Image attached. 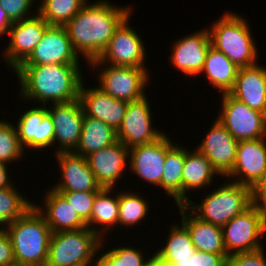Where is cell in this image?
Returning <instances> with one entry per match:
<instances>
[{
  "instance_id": "1",
  "label": "cell",
  "mask_w": 266,
  "mask_h": 266,
  "mask_svg": "<svg viewBox=\"0 0 266 266\" xmlns=\"http://www.w3.org/2000/svg\"><path fill=\"white\" fill-rule=\"evenodd\" d=\"M125 8V9H124ZM117 8L107 1L85 4L65 25L74 50L87 58L97 59L106 49L115 30L129 17V8Z\"/></svg>"
},
{
  "instance_id": "2",
  "label": "cell",
  "mask_w": 266,
  "mask_h": 266,
  "mask_svg": "<svg viewBox=\"0 0 266 266\" xmlns=\"http://www.w3.org/2000/svg\"><path fill=\"white\" fill-rule=\"evenodd\" d=\"M79 64H46L19 66L17 73L21 84V97L36 99L47 105L66 103L79 99L82 77Z\"/></svg>"
},
{
  "instance_id": "3",
  "label": "cell",
  "mask_w": 266,
  "mask_h": 266,
  "mask_svg": "<svg viewBox=\"0 0 266 266\" xmlns=\"http://www.w3.org/2000/svg\"><path fill=\"white\" fill-rule=\"evenodd\" d=\"M5 230L13 246L16 266H46L52 231L35 205Z\"/></svg>"
},
{
  "instance_id": "4",
  "label": "cell",
  "mask_w": 266,
  "mask_h": 266,
  "mask_svg": "<svg viewBox=\"0 0 266 266\" xmlns=\"http://www.w3.org/2000/svg\"><path fill=\"white\" fill-rule=\"evenodd\" d=\"M227 13L209 30L211 44L238 68L256 65L257 50L246 20Z\"/></svg>"
},
{
  "instance_id": "5",
  "label": "cell",
  "mask_w": 266,
  "mask_h": 266,
  "mask_svg": "<svg viewBox=\"0 0 266 266\" xmlns=\"http://www.w3.org/2000/svg\"><path fill=\"white\" fill-rule=\"evenodd\" d=\"M102 241L88 227L52 233L46 266H89Z\"/></svg>"
},
{
  "instance_id": "6",
  "label": "cell",
  "mask_w": 266,
  "mask_h": 266,
  "mask_svg": "<svg viewBox=\"0 0 266 266\" xmlns=\"http://www.w3.org/2000/svg\"><path fill=\"white\" fill-rule=\"evenodd\" d=\"M191 204V200L186 204L189 211L198 213L201 220L223 227L252 204L251 188L236 182L226 183L206 196L201 205L194 208Z\"/></svg>"
},
{
  "instance_id": "7",
  "label": "cell",
  "mask_w": 266,
  "mask_h": 266,
  "mask_svg": "<svg viewBox=\"0 0 266 266\" xmlns=\"http://www.w3.org/2000/svg\"><path fill=\"white\" fill-rule=\"evenodd\" d=\"M228 256L261 249L259 238L266 232V215L251 204L222 227ZM260 236V237H259ZM235 250V252H231Z\"/></svg>"
},
{
  "instance_id": "8",
  "label": "cell",
  "mask_w": 266,
  "mask_h": 266,
  "mask_svg": "<svg viewBox=\"0 0 266 266\" xmlns=\"http://www.w3.org/2000/svg\"><path fill=\"white\" fill-rule=\"evenodd\" d=\"M222 114L217 118L237 141L266 138V115L223 93Z\"/></svg>"
},
{
  "instance_id": "9",
  "label": "cell",
  "mask_w": 266,
  "mask_h": 266,
  "mask_svg": "<svg viewBox=\"0 0 266 266\" xmlns=\"http://www.w3.org/2000/svg\"><path fill=\"white\" fill-rule=\"evenodd\" d=\"M128 19L129 17L115 30L102 54L89 62L91 66L104 65L110 61L111 65L145 68L143 61L146 52L143 42L136 31L128 27Z\"/></svg>"
},
{
  "instance_id": "10",
  "label": "cell",
  "mask_w": 266,
  "mask_h": 266,
  "mask_svg": "<svg viewBox=\"0 0 266 266\" xmlns=\"http://www.w3.org/2000/svg\"><path fill=\"white\" fill-rule=\"evenodd\" d=\"M146 68L109 65L101 69L100 87L102 92L118 100L135 101L143 96L147 84L148 72Z\"/></svg>"
},
{
  "instance_id": "11",
  "label": "cell",
  "mask_w": 266,
  "mask_h": 266,
  "mask_svg": "<svg viewBox=\"0 0 266 266\" xmlns=\"http://www.w3.org/2000/svg\"><path fill=\"white\" fill-rule=\"evenodd\" d=\"M164 134L152 128L150 106L146 95L128 102L125 116L117 130V139L128 149L157 141Z\"/></svg>"
},
{
  "instance_id": "12",
  "label": "cell",
  "mask_w": 266,
  "mask_h": 266,
  "mask_svg": "<svg viewBox=\"0 0 266 266\" xmlns=\"http://www.w3.org/2000/svg\"><path fill=\"white\" fill-rule=\"evenodd\" d=\"M65 26L50 25L42 40L20 66L79 64Z\"/></svg>"
},
{
  "instance_id": "13",
  "label": "cell",
  "mask_w": 266,
  "mask_h": 266,
  "mask_svg": "<svg viewBox=\"0 0 266 266\" xmlns=\"http://www.w3.org/2000/svg\"><path fill=\"white\" fill-rule=\"evenodd\" d=\"M32 16L13 22L8 31L11 41L6 48V61L14 70L29 57L50 26L39 14Z\"/></svg>"
},
{
  "instance_id": "14",
  "label": "cell",
  "mask_w": 266,
  "mask_h": 266,
  "mask_svg": "<svg viewBox=\"0 0 266 266\" xmlns=\"http://www.w3.org/2000/svg\"><path fill=\"white\" fill-rule=\"evenodd\" d=\"M48 113L54 124V143L56 140L61 143V148L56 153L75 150L79 142L84 119L80 100L54 103L52 108L48 109Z\"/></svg>"
},
{
  "instance_id": "15",
  "label": "cell",
  "mask_w": 266,
  "mask_h": 266,
  "mask_svg": "<svg viewBox=\"0 0 266 266\" xmlns=\"http://www.w3.org/2000/svg\"><path fill=\"white\" fill-rule=\"evenodd\" d=\"M265 142L264 138L239 141L234 166L226 176L238 175L233 182L253 188L266 173Z\"/></svg>"
},
{
  "instance_id": "16",
  "label": "cell",
  "mask_w": 266,
  "mask_h": 266,
  "mask_svg": "<svg viewBox=\"0 0 266 266\" xmlns=\"http://www.w3.org/2000/svg\"><path fill=\"white\" fill-rule=\"evenodd\" d=\"M238 143L239 141L216 119L197 150L210 160L218 174L226 176L234 166Z\"/></svg>"
},
{
  "instance_id": "17",
  "label": "cell",
  "mask_w": 266,
  "mask_h": 266,
  "mask_svg": "<svg viewBox=\"0 0 266 266\" xmlns=\"http://www.w3.org/2000/svg\"><path fill=\"white\" fill-rule=\"evenodd\" d=\"M209 30H202L176 41L171 60L174 67L186 75L200 74L211 46Z\"/></svg>"
},
{
  "instance_id": "18",
  "label": "cell",
  "mask_w": 266,
  "mask_h": 266,
  "mask_svg": "<svg viewBox=\"0 0 266 266\" xmlns=\"http://www.w3.org/2000/svg\"><path fill=\"white\" fill-rule=\"evenodd\" d=\"M57 158L63 177L62 182L52 189L73 192L100 191L102 189L97 183L86 157L74 152H59Z\"/></svg>"
},
{
  "instance_id": "19",
  "label": "cell",
  "mask_w": 266,
  "mask_h": 266,
  "mask_svg": "<svg viewBox=\"0 0 266 266\" xmlns=\"http://www.w3.org/2000/svg\"><path fill=\"white\" fill-rule=\"evenodd\" d=\"M83 86L82 83L79 100L84 114L101 120L117 131L122 124L128 102L115 99L99 88L84 89Z\"/></svg>"
},
{
  "instance_id": "20",
  "label": "cell",
  "mask_w": 266,
  "mask_h": 266,
  "mask_svg": "<svg viewBox=\"0 0 266 266\" xmlns=\"http://www.w3.org/2000/svg\"><path fill=\"white\" fill-rule=\"evenodd\" d=\"M127 157L129 149L121 141H117L89 154L86 159L97 183L102 188H113L115 181L122 177Z\"/></svg>"
},
{
  "instance_id": "21",
  "label": "cell",
  "mask_w": 266,
  "mask_h": 266,
  "mask_svg": "<svg viewBox=\"0 0 266 266\" xmlns=\"http://www.w3.org/2000/svg\"><path fill=\"white\" fill-rule=\"evenodd\" d=\"M16 130L24 148L42 149L54 143V124L45 105L27 110L20 117Z\"/></svg>"
},
{
  "instance_id": "22",
  "label": "cell",
  "mask_w": 266,
  "mask_h": 266,
  "mask_svg": "<svg viewBox=\"0 0 266 266\" xmlns=\"http://www.w3.org/2000/svg\"><path fill=\"white\" fill-rule=\"evenodd\" d=\"M228 93L266 115V68L257 64L239 68L234 86Z\"/></svg>"
},
{
  "instance_id": "23",
  "label": "cell",
  "mask_w": 266,
  "mask_h": 266,
  "mask_svg": "<svg viewBox=\"0 0 266 266\" xmlns=\"http://www.w3.org/2000/svg\"><path fill=\"white\" fill-rule=\"evenodd\" d=\"M130 168L142 179L161 186L166 157V135L157 141L129 149Z\"/></svg>"
},
{
  "instance_id": "24",
  "label": "cell",
  "mask_w": 266,
  "mask_h": 266,
  "mask_svg": "<svg viewBox=\"0 0 266 266\" xmlns=\"http://www.w3.org/2000/svg\"><path fill=\"white\" fill-rule=\"evenodd\" d=\"M179 209L183 216L182 224L187 228L196 250L213 254H227L222 227L201 220L195 216L192 210L190 215H187L186 211L189 210L187 205H179Z\"/></svg>"
},
{
  "instance_id": "25",
  "label": "cell",
  "mask_w": 266,
  "mask_h": 266,
  "mask_svg": "<svg viewBox=\"0 0 266 266\" xmlns=\"http://www.w3.org/2000/svg\"><path fill=\"white\" fill-rule=\"evenodd\" d=\"M44 213L35 206L43 215L52 233L61 231H74L87 228V224L79 217L65 197L51 189L46 194Z\"/></svg>"
},
{
  "instance_id": "26",
  "label": "cell",
  "mask_w": 266,
  "mask_h": 266,
  "mask_svg": "<svg viewBox=\"0 0 266 266\" xmlns=\"http://www.w3.org/2000/svg\"><path fill=\"white\" fill-rule=\"evenodd\" d=\"M117 141V131L113 127L84 114L79 142L72 152L87 157L89 154L108 147Z\"/></svg>"
},
{
  "instance_id": "27",
  "label": "cell",
  "mask_w": 266,
  "mask_h": 266,
  "mask_svg": "<svg viewBox=\"0 0 266 266\" xmlns=\"http://www.w3.org/2000/svg\"><path fill=\"white\" fill-rule=\"evenodd\" d=\"M188 152L185 149V162L182 173V205H186L190 199L185 192L209 185L213 174L218 172L212 167L210 160L199 152Z\"/></svg>"
},
{
  "instance_id": "28",
  "label": "cell",
  "mask_w": 266,
  "mask_h": 266,
  "mask_svg": "<svg viewBox=\"0 0 266 266\" xmlns=\"http://www.w3.org/2000/svg\"><path fill=\"white\" fill-rule=\"evenodd\" d=\"M239 68L221 51L210 46L201 72L219 91L228 93L234 86Z\"/></svg>"
},
{
  "instance_id": "29",
  "label": "cell",
  "mask_w": 266,
  "mask_h": 266,
  "mask_svg": "<svg viewBox=\"0 0 266 266\" xmlns=\"http://www.w3.org/2000/svg\"><path fill=\"white\" fill-rule=\"evenodd\" d=\"M166 135V157L161 187L165 193L175 198L177 205H182V173L185 162V149L172 145Z\"/></svg>"
},
{
  "instance_id": "30",
  "label": "cell",
  "mask_w": 266,
  "mask_h": 266,
  "mask_svg": "<svg viewBox=\"0 0 266 266\" xmlns=\"http://www.w3.org/2000/svg\"><path fill=\"white\" fill-rule=\"evenodd\" d=\"M109 192H112V188H102L95 197L91 217L87 227L101 236V232L97 229L90 228L91 224H100L103 228L105 226L109 229L111 226L118 224L119 218V194L116 197L109 196ZM104 225V226H103Z\"/></svg>"
},
{
  "instance_id": "31",
  "label": "cell",
  "mask_w": 266,
  "mask_h": 266,
  "mask_svg": "<svg viewBox=\"0 0 266 266\" xmlns=\"http://www.w3.org/2000/svg\"><path fill=\"white\" fill-rule=\"evenodd\" d=\"M154 253V261H176V258L193 256L196 249L187 228L172 226L166 245Z\"/></svg>"
},
{
  "instance_id": "32",
  "label": "cell",
  "mask_w": 266,
  "mask_h": 266,
  "mask_svg": "<svg viewBox=\"0 0 266 266\" xmlns=\"http://www.w3.org/2000/svg\"><path fill=\"white\" fill-rule=\"evenodd\" d=\"M87 0H43L38 13L49 25L65 26Z\"/></svg>"
},
{
  "instance_id": "33",
  "label": "cell",
  "mask_w": 266,
  "mask_h": 266,
  "mask_svg": "<svg viewBox=\"0 0 266 266\" xmlns=\"http://www.w3.org/2000/svg\"><path fill=\"white\" fill-rule=\"evenodd\" d=\"M33 206L12 186L0 189V225L11 224Z\"/></svg>"
},
{
  "instance_id": "34",
  "label": "cell",
  "mask_w": 266,
  "mask_h": 266,
  "mask_svg": "<svg viewBox=\"0 0 266 266\" xmlns=\"http://www.w3.org/2000/svg\"><path fill=\"white\" fill-rule=\"evenodd\" d=\"M130 247L114 248L96 260L95 266H152L154 255L144 261L143 255Z\"/></svg>"
},
{
  "instance_id": "35",
  "label": "cell",
  "mask_w": 266,
  "mask_h": 266,
  "mask_svg": "<svg viewBox=\"0 0 266 266\" xmlns=\"http://www.w3.org/2000/svg\"><path fill=\"white\" fill-rule=\"evenodd\" d=\"M148 205L139 195L119 194L118 224L133 226L147 216Z\"/></svg>"
},
{
  "instance_id": "36",
  "label": "cell",
  "mask_w": 266,
  "mask_h": 266,
  "mask_svg": "<svg viewBox=\"0 0 266 266\" xmlns=\"http://www.w3.org/2000/svg\"><path fill=\"white\" fill-rule=\"evenodd\" d=\"M24 147L20 144L16 127L0 121V162L6 164L22 157Z\"/></svg>"
},
{
  "instance_id": "37",
  "label": "cell",
  "mask_w": 266,
  "mask_h": 266,
  "mask_svg": "<svg viewBox=\"0 0 266 266\" xmlns=\"http://www.w3.org/2000/svg\"><path fill=\"white\" fill-rule=\"evenodd\" d=\"M61 193L68 203L77 212L79 217L86 223H89L91 212L96 194L99 191L73 192V191H57Z\"/></svg>"
},
{
  "instance_id": "38",
  "label": "cell",
  "mask_w": 266,
  "mask_h": 266,
  "mask_svg": "<svg viewBox=\"0 0 266 266\" xmlns=\"http://www.w3.org/2000/svg\"><path fill=\"white\" fill-rule=\"evenodd\" d=\"M34 0H0V6L6 11L12 22L26 20Z\"/></svg>"
},
{
  "instance_id": "39",
  "label": "cell",
  "mask_w": 266,
  "mask_h": 266,
  "mask_svg": "<svg viewBox=\"0 0 266 266\" xmlns=\"http://www.w3.org/2000/svg\"><path fill=\"white\" fill-rule=\"evenodd\" d=\"M227 266H266L263 248L245 253H236L228 256Z\"/></svg>"
},
{
  "instance_id": "40",
  "label": "cell",
  "mask_w": 266,
  "mask_h": 266,
  "mask_svg": "<svg viewBox=\"0 0 266 266\" xmlns=\"http://www.w3.org/2000/svg\"><path fill=\"white\" fill-rule=\"evenodd\" d=\"M0 266H16L13 246L5 227L0 228Z\"/></svg>"
},
{
  "instance_id": "41",
  "label": "cell",
  "mask_w": 266,
  "mask_h": 266,
  "mask_svg": "<svg viewBox=\"0 0 266 266\" xmlns=\"http://www.w3.org/2000/svg\"><path fill=\"white\" fill-rule=\"evenodd\" d=\"M227 254H213L196 250V266H227Z\"/></svg>"
},
{
  "instance_id": "42",
  "label": "cell",
  "mask_w": 266,
  "mask_h": 266,
  "mask_svg": "<svg viewBox=\"0 0 266 266\" xmlns=\"http://www.w3.org/2000/svg\"><path fill=\"white\" fill-rule=\"evenodd\" d=\"M251 197L252 204L266 215V173L254 187L251 188Z\"/></svg>"
},
{
  "instance_id": "43",
  "label": "cell",
  "mask_w": 266,
  "mask_h": 266,
  "mask_svg": "<svg viewBox=\"0 0 266 266\" xmlns=\"http://www.w3.org/2000/svg\"><path fill=\"white\" fill-rule=\"evenodd\" d=\"M164 266H196V251L193 256L176 258V261H155Z\"/></svg>"
},
{
  "instance_id": "44",
  "label": "cell",
  "mask_w": 266,
  "mask_h": 266,
  "mask_svg": "<svg viewBox=\"0 0 266 266\" xmlns=\"http://www.w3.org/2000/svg\"><path fill=\"white\" fill-rule=\"evenodd\" d=\"M12 24L6 11L0 6V35L8 33Z\"/></svg>"
},
{
  "instance_id": "45",
  "label": "cell",
  "mask_w": 266,
  "mask_h": 266,
  "mask_svg": "<svg viewBox=\"0 0 266 266\" xmlns=\"http://www.w3.org/2000/svg\"><path fill=\"white\" fill-rule=\"evenodd\" d=\"M6 168H7L6 164L0 162V189L13 186L10 182H8Z\"/></svg>"
},
{
  "instance_id": "46",
  "label": "cell",
  "mask_w": 266,
  "mask_h": 266,
  "mask_svg": "<svg viewBox=\"0 0 266 266\" xmlns=\"http://www.w3.org/2000/svg\"><path fill=\"white\" fill-rule=\"evenodd\" d=\"M153 266H164V265H162V264H160V263H157V262H153Z\"/></svg>"
}]
</instances>
